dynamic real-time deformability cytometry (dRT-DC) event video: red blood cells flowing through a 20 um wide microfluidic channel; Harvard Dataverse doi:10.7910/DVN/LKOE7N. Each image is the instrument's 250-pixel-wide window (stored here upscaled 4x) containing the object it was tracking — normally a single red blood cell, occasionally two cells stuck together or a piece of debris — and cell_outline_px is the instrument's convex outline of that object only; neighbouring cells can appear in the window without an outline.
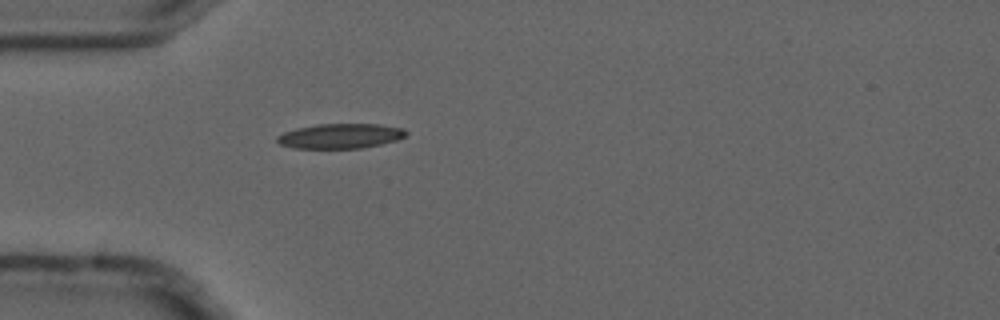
{"species": "common noctule bat (a hibernating species)", "species_latin": "Nyctalus noctula", "temperature_condition": "cold", "stored_images_in_passage": 4, "camera_frame_rate_fps": 3000, "um_per_image_px": 0.085, "animal": {"sex": "male", "forearm_length_mm": 52.5}, "frame": {"image": 1, "passage_image": 4, "time_ms": 1.0, "image_size_px": [1000, 320], "cell_outline_px": [[408, 132], [404, 136], [396, 140], [380, 144], [360, 148], [292, 148], [280, 144], [276, 140], [276, 136], [284, 132], [296, 128], [316, 124], [380, 124], [404, 128]], "centroid_in_image_um": [28.91, 11.55], "position_along_channel_um": 56.1, "area_um2": 18.67}}